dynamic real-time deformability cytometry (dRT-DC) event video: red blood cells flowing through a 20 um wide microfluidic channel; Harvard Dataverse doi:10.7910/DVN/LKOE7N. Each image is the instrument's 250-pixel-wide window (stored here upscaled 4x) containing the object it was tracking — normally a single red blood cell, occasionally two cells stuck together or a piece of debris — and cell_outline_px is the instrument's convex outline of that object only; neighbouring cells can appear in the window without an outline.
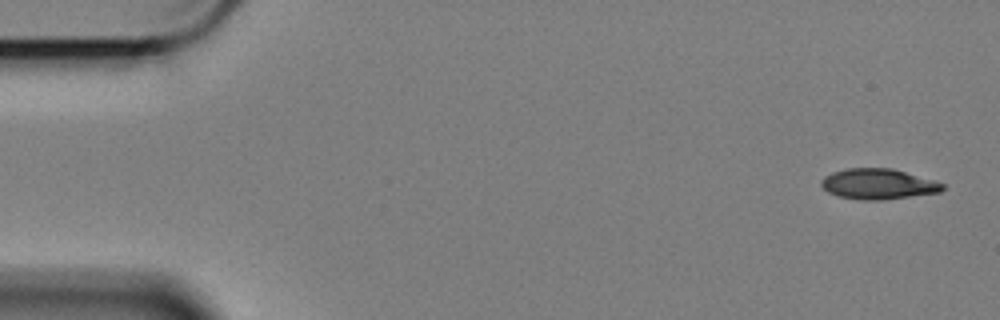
{"species": "Egyptian fruit bat (a non-hibernating species)", "species_latin": "Rousettus aegyptiacus", "temperature_condition": "cold", "stored_images_in_passage": 48, "camera_frame_rate_fps": 3000, "um_per_image_px": 0.085, "animal": {"sex": "female"}, "frame": {"image": 1, "passage_image": 1, "time_ms": 0.0, "image_size_px": [1000, 320], "cell_outline_px": [[944, 188], [940, 192], [884, 200], [860, 200], [840, 196], [828, 192], [820, 184], [820, 180], [824, 176], [832, 172], [848, 168], [892, 168], [936, 180], [944, 184]], "centroid_in_image_um": [74.65, 15.63], "position_along_channel_um": 10.3, "area_um2": 21.68}}
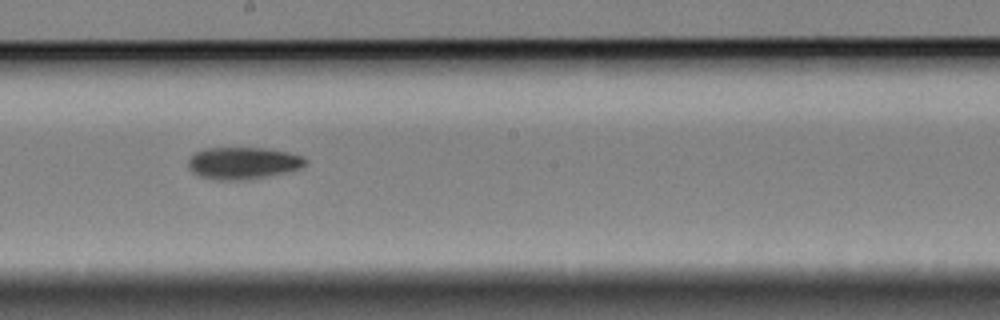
{"frame": {"image": 2, "passage_image": 24, "time_ms": 7.667, "image_size_px": [1000, 320], "cell_outline_px": [[308, 160], [300, 168], [292, 172], [244, 180], [216, 180], [200, 176], [192, 172], [188, 168], [188, 160], [196, 152], [204, 148], [264, 148], [288, 152], [304, 156]], "centroid_in_image_um": [20.68, 13.87], "position_along_channel_um": 227.5, "area_um2": 22.08}}
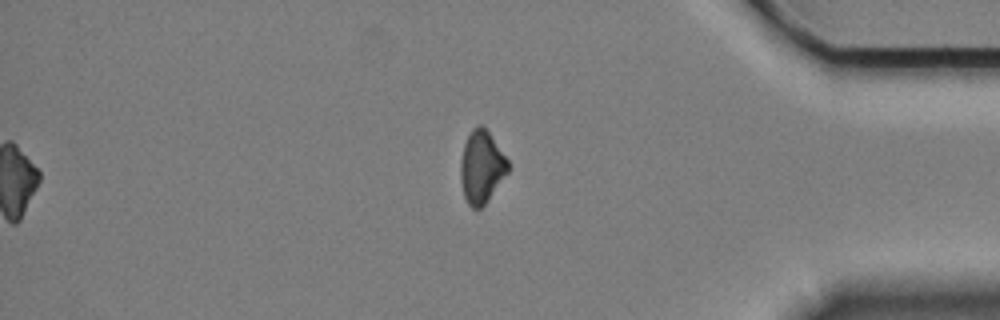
{"frame": {"image": 3, "passage_image": 41, "time_ms": 13.333, "image_size_px": [1000, 320], "cell_outline_px": [[508, 172], [488, 200], [480, 208], [472, 208], [468, 204], [464, 196], [460, 180], [460, 160], [464, 144], [472, 128], [480, 124], [488, 132], [508, 160]], "centroid_in_image_um": [40.91, 14.2], "position_along_channel_um": 394.3, "area_um2": 19.83}, "authors_computed_cell_mechanics": {"area_um2": 21.675, "velocity_mm_per_s": 3.4053, "shape_relaxation_time_tau1_ms": 2.8373, "shape_relaxation_time_tau2_ms": null, "deformation_change_tau1": 0.0971, "deformation_change_tau2": null}}